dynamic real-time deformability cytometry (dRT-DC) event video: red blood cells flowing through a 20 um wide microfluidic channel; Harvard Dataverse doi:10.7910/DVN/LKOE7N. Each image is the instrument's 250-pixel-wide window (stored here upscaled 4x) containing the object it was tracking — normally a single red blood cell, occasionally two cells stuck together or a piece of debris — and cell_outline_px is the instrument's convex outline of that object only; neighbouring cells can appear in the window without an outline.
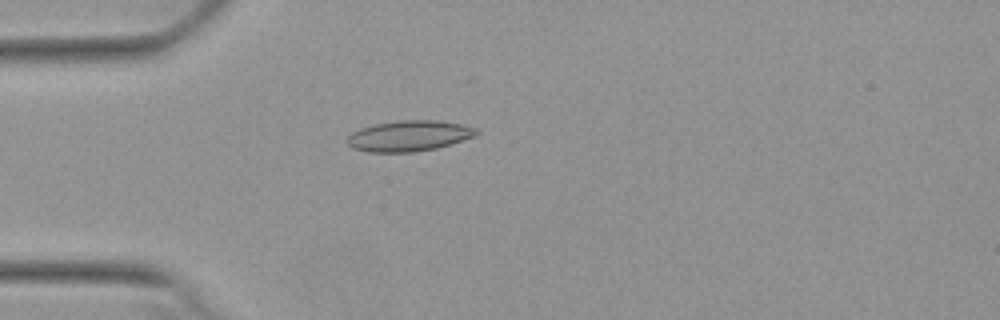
{"species": "Egyptian fruit bat (a non-hibernating species)", "species_latin": "Rousettus aegyptiacus", "temperature_condition": "warm", "stored_images_in_passage": 49, "camera_frame_rate_fps": 3000, "um_per_image_px": 0.085, "animal": {"sex": "female"}, "frame": {"image": 1, "passage_image": 11, "time_ms": 3.333, "image_size_px": [1000, 320], "cell_outline_px": [[480, 132], [476, 136], [452, 144], [436, 148], [412, 152], [368, 152], [352, 148], [348, 144], [348, 136], [352, 132], [360, 128], [376, 124], [400, 120], [440, 120], [460, 124], [476, 128]], "centroid_in_image_um": [34.8, 11.55], "position_along_channel_um": 50.2, "area_um2": 23.18}}
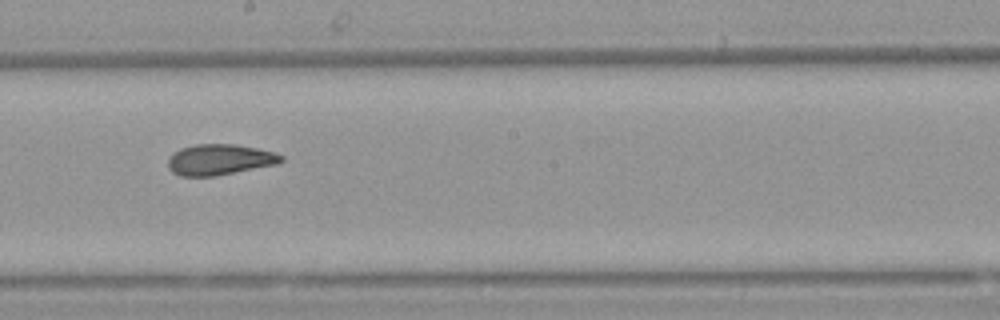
{"frame": {"image": 2, "passage_image": 26, "time_ms": 8.333, "image_size_px": [1000, 320], "cell_outline_px": [[284, 160], [276, 164], [216, 176], [180, 176], [172, 172], [168, 168], [168, 160], [180, 148], [196, 144], [236, 144], [276, 152], [284, 156]], "centroid_in_image_um": [18.69, 13.57], "position_along_channel_um": 229.5, "area_um2": 20.29}}
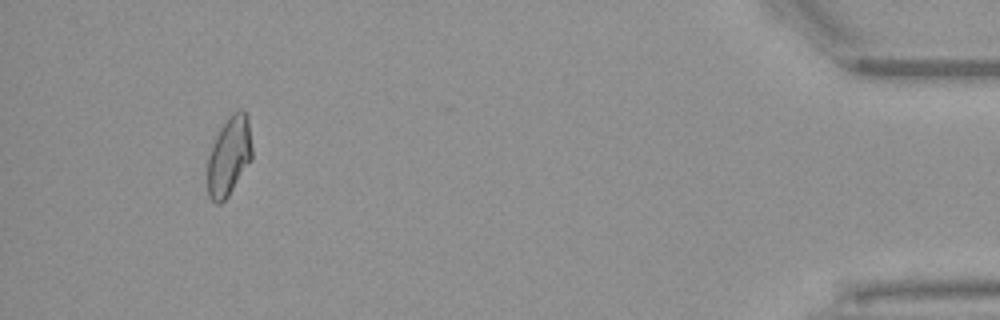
{"frame": {"image": 3, "passage_image": 46, "time_ms": 15.0, "image_size_px": [1000, 320], "cell_outline_px": [[252, 160], [228, 196], [220, 204], [216, 204], [208, 196], [208, 156], [212, 144], [220, 128], [228, 116], [232, 112], [240, 108], [244, 108], [248, 116], [252, 148]], "centroid_in_image_um": [19.49, 13.23], "position_along_channel_um": 415.7, "area_um2": 20.81}, "authors_computed_cell_mechanics": {"area_um2": 20.7502, "velocity_mm_per_s": 3.8333, "shape_relaxation_time_tau1_ms": null, "shape_relaxation_time_tau2_ms": 2.6771, "deformation_change_tau1": null, "deformation_change_tau2": 0.0833}}